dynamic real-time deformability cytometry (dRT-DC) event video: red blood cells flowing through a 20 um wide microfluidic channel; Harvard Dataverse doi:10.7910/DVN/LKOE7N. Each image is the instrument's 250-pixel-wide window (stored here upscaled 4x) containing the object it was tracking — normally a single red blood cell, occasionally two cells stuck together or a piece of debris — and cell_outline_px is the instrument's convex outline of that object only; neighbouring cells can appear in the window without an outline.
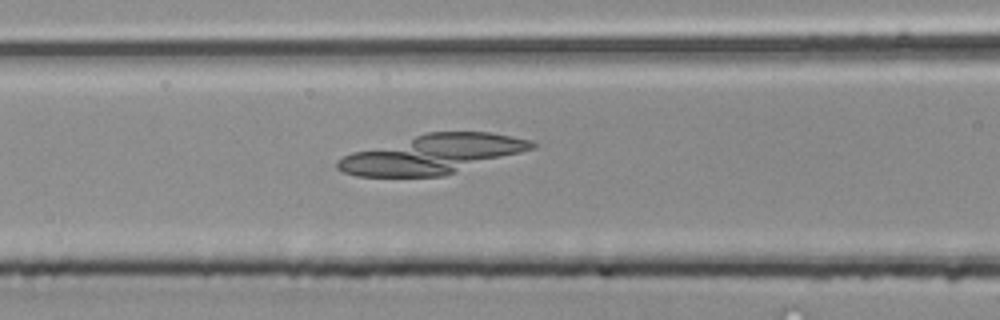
{"species": "common noctule bat (a hibernating species)", "species_latin": "Nyctalus noctula", "temperature_condition": "room temperature", "stored_images_in_passage": 35, "camera_frame_rate_fps": 3000, "um_per_image_px": 0.085, "animal": {"sex": "male", "body_mass_g": 20.4}, "frame": {"image": 1, "passage_image": 8, "time_ms": 2.333, "image_size_px": [1000, 320], "cell_outline_px": [[536, 148], [444, 176], [356, 176], [344, 172], [336, 168], [336, 160], [352, 152], [428, 132], [488, 132], [512, 136], [532, 140], [536, 144]], "centroid_in_image_um": [36.78, 13.11], "position_along_channel_um": 129.8, "area_um2": 43.99}}
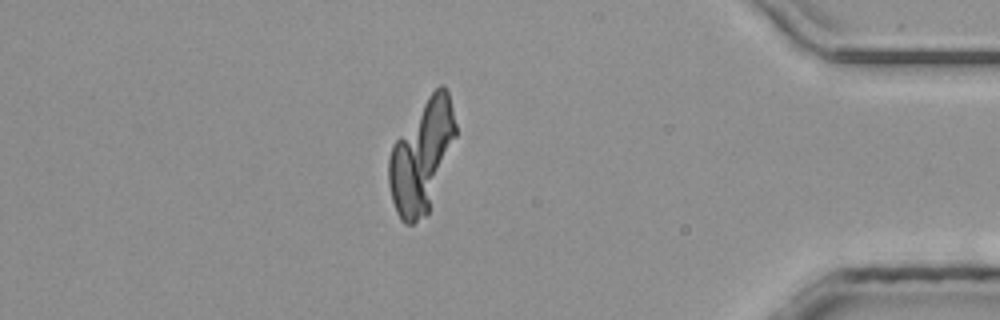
{"frame": {"image": 2, "passage_image": 29, "time_ms": 9.333, "image_size_px": [1000, 320], "cell_outline_px": [[456, 136], [428, 216], [412, 224], [404, 224], [400, 220], [396, 212], [392, 200], [388, 184], [388, 156], [392, 144], [428, 96], [440, 84], [444, 84], [448, 92], [456, 124]], "centroid_in_image_um": [35.83, 13.34], "position_along_channel_um": 399.4, "area_um2": 43.58}}